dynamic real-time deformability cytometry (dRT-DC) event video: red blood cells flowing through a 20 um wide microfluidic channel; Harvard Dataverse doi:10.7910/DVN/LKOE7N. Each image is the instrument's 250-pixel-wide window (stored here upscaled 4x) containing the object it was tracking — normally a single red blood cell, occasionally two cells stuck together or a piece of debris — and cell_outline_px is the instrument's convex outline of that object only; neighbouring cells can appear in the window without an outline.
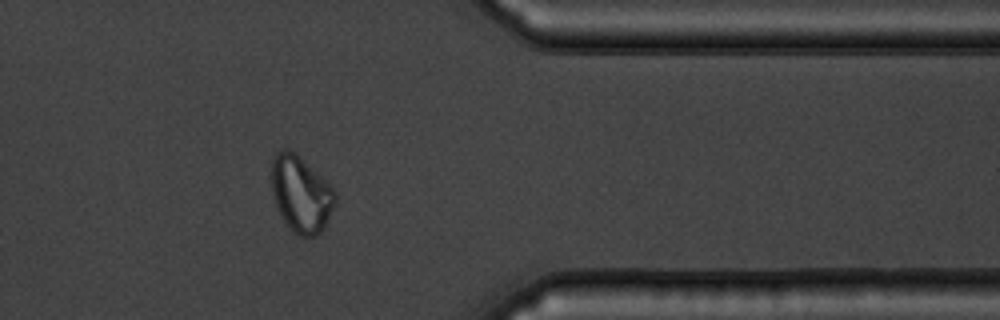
{"species": "common noctule bat (a hibernating species)", "species_latin": "Nyctalus noctula", "temperature_condition": "warm", "stored_images_in_passage": 41, "camera_frame_rate_fps": 3000, "um_per_image_px": 0.085, "animal": {"sex": "male", "body_mass_g": 19.5, "forearm_length_mm": 54.6}, "frame": {"image": 1, "passage_image": 30, "time_ms": 9.667, "image_size_px": [1000, 320], "cell_outline_px": [[336, 204], [324, 228], [316, 236], [300, 236], [280, 216], [272, 192], [272, 160], [276, 152], [280, 148], [288, 148], [296, 152], [336, 192]], "centroid_in_image_um": [25.58, 16.47], "position_along_channel_um": 385.8, "area_um2": 28.09}, "authors_computed_cell_mechanics": {"area_um2": 27.8596, "velocity_mm_per_s": 3.7275, "shape_relaxation_time_tau1_ms": 8.7626, "shape_relaxation_time_tau2_ms": null, "deformation_change_tau1": 0.1946, "deformation_change_tau2": null}}